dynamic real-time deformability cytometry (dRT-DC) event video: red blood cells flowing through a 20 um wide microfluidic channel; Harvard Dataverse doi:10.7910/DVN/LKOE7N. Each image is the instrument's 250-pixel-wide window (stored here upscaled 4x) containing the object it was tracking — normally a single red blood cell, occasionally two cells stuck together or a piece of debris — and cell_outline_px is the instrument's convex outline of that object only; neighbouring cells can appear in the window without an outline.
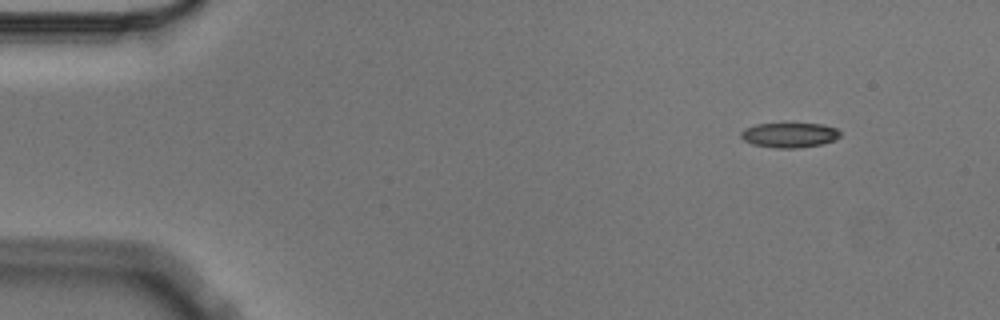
{"species": "Egyptian fruit bat (a non-hibernating species)", "species_latin": "Rousettus aegyptiacus", "temperature_condition": "cold", "stored_images_in_passage": 4, "camera_frame_rate_fps": 3000, "um_per_image_px": 0.085, "animal": {"sex": "male"}, "frame": {"image": 1, "passage_image": 1, "time_ms": 0.0, "image_size_px": [1000, 320], "cell_outline_px": [[840, 136], [836, 140], [820, 144], [796, 148], [776, 148], [752, 144], [744, 140], [740, 136], [740, 132], [744, 128], [756, 124], [820, 124], [836, 128], [840, 132]], "centroid_in_image_um": [67.08, 11.48], "position_along_channel_um": 17.9, "area_um2": 14.28}}
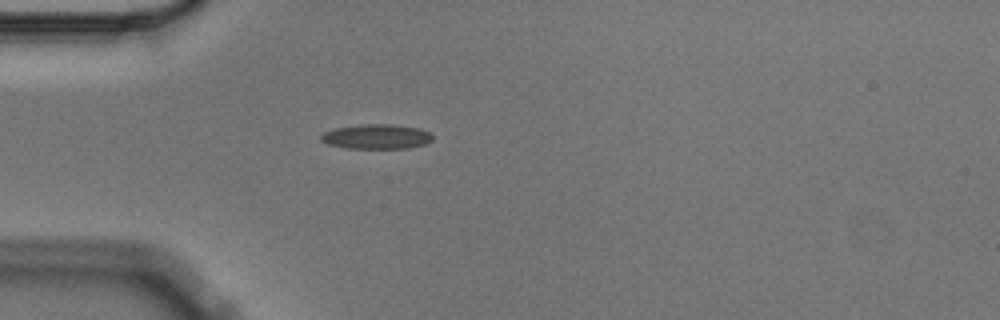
{"frame": {"image": 2, "passage_image": 4, "time_ms": 1.0, "image_size_px": [1000, 320], "cell_outline_px": [[432, 140], [424, 144], [408, 148], [344, 148], [328, 144], [320, 140], [320, 136], [324, 132], [336, 128], [364, 124], [392, 124], [420, 128], [428, 132], [432, 136]], "centroid_in_image_um": [31.99, 11.61], "position_along_channel_um": 53.0, "area_um2": 16.01}}